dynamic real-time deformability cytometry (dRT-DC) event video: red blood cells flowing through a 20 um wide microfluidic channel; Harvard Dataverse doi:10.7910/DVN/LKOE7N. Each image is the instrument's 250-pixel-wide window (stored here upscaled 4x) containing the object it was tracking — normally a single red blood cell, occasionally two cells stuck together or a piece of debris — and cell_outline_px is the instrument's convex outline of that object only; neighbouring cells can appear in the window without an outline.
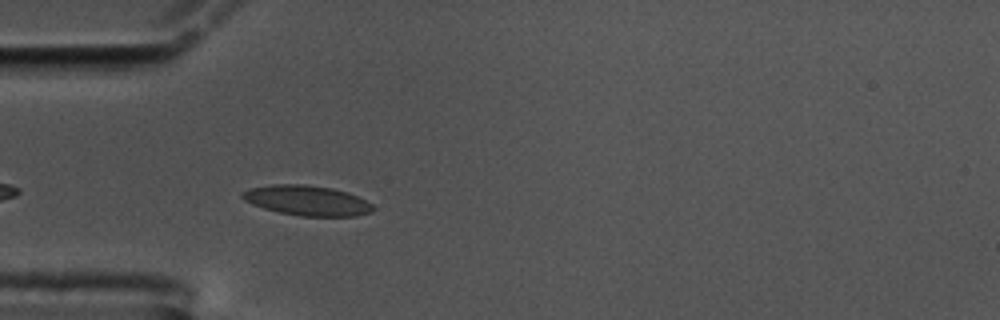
{"species": "common noctule bat (a hibernating species)", "species_latin": "Nyctalus noctula", "temperature_condition": "cold", "stored_images_in_passage": 13, "camera_frame_rate_fps": 3000, "um_per_image_px": 0.085, "animal": {"sex": "male", "body_mass_g": 17.5, "forearm_length_mm": 52.3}, "frame": {"image": 1, "passage_image": 4, "time_ms": 1.0, "image_size_px": [1000, 320], "cell_outline_px": [[376, 208], [372, 212], [356, 216], [300, 216], [280, 212], [264, 208], [252, 204], [244, 200], [240, 196], [240, 192], [252, 188], [272, 184], [304, 184], [332, 188], [348, 192], [372, 204]], "centroid_in_image_um": [26.1, 17.04], "position_along_channel_um": 58.9, "area_um2": 22.89}}